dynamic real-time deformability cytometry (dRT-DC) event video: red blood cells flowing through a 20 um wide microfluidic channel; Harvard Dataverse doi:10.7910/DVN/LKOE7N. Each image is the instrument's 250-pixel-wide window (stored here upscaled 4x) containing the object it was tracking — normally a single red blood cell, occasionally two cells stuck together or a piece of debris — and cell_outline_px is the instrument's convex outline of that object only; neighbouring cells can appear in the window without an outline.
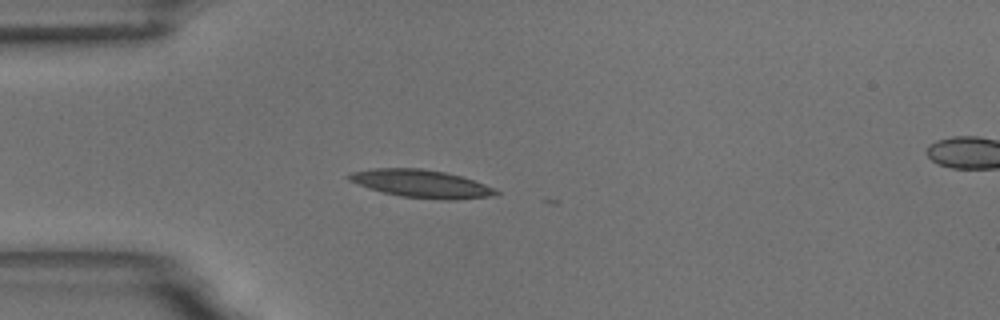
{"species": "common noctule bat (a hibernating species)", "species_latin": "Nyctalus noctula", "temperature_condition": "room temperature", "stored_images_in_passage": 12, "camera_frame_rate_fps": 3000, "um_per_image_px": 0.085, "animal": {"sex": "male", "body_mass_g": 18.8}, "frame": {"image": 1, "passage_image": 10, "time_ms": 3.0, "image_size_px": [1000, 320], "cell_outline_px": [[500, 192], [496, 196], [456, 200], [448, 200], [400, 196], [368, 188], [348, 180], [344, 176], [352, 172], [372, 168], [420, 168], [444, 172], [460, 176], [484, 184]], "centroid_in_image_um": [35.79, 15.61], "position_along_channel_um": 49.2, "area_um2": 23.76}}